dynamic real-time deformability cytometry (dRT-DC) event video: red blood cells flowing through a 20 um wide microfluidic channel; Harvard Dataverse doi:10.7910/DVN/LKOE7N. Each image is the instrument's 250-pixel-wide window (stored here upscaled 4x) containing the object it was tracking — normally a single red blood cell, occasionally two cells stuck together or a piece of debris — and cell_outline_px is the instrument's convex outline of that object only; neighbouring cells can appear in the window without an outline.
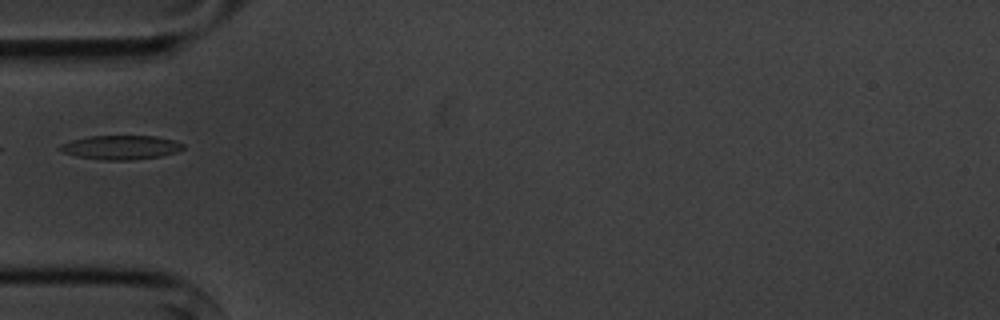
{"species": "common noctule bat (a hibernating species)", "species_latin": "Nyctalus noctula", "temperature_condition": "cold", "stored_images_in_passage": 6, "camera_frame_rate_fps": 3000, "um_per_image_px": 0.085, "animal": {"sex": "male", "body_mass_g": 20.1, "forearm_length_mm": 53.5}, "frame": {"image": 1, "passage_image": 6, "time_ms": 5.667, "image_size_px": [1000, 320], "cell_outline_px": [[184, 148], [176, 152], [160, 156], [132, 160], [104, 160], [76, 156], [60, 152], [56, 148], [60, 144], [72, 140], [88, 136], [156, 136], [172, 140], [184, 144]], "centroid_in_image_um": [10.21, 12.53], "position_along_channel_um": 74.8, "area_um2": 17.34}}